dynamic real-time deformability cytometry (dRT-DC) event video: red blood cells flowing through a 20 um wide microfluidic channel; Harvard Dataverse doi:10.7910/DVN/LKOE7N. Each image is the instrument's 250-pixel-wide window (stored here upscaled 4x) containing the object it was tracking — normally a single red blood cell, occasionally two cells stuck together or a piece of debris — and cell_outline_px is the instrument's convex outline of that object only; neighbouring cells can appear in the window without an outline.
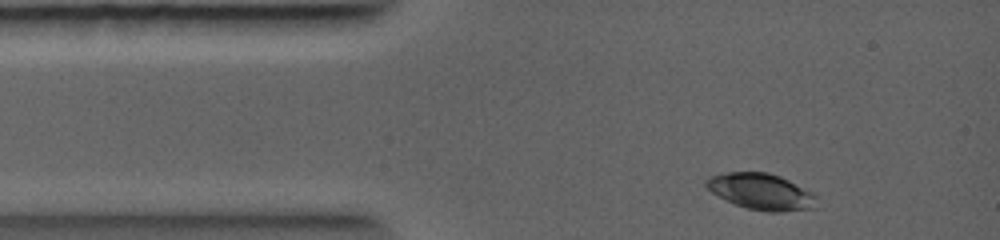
{"species": "common noctule bat (a hibernating species)", "species_latin": "Nyctalus noctula", "temperature_condition": "warm", "stored_images_in_passage": 3, "camera_frame_rate_fps": 5000, "um_per_image_px": 0.085, "animal": {"sex": "female", "body_mass_g": 19.0, "forearm_length_mm": 56.7}, "frame": {"image": 1, "passage_image": 1, "time_ms": 0.0, "image_size_px": [1000, 240], "cell_outline_px": [[820, 196], [816, 208], [784, 212], [768, 212], [748, 208], [736, 204], [712, 192], [704, 184], [704, 180], [708, 176], [728, 172], [768, 172], [780, 176], [816, 192]], "centroid_in_image_um": [64.8, 16.28], "position_along_channel_um": 20.2, "area_um2": 23.76}}
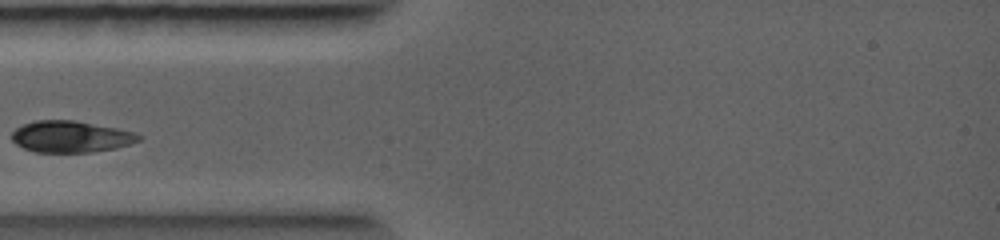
{"frame": {"image": 2, "passage_image": 3, "time_ms": 1.6, "image_size_px": [1000, 240], "cell_outline_px": [[140, 140], [116, 148], [92, 152], [32, 152], [16, 144], [12, 140], [12, 132], [16, 128], [24, 124], [40, 120], [72, 120], [112, 128], [128, 132], [140, 136]], "centroid_in_image_um": [5.93, 11.63], "position_along_channel_um": 79.1, "area_um2": 22.72}}